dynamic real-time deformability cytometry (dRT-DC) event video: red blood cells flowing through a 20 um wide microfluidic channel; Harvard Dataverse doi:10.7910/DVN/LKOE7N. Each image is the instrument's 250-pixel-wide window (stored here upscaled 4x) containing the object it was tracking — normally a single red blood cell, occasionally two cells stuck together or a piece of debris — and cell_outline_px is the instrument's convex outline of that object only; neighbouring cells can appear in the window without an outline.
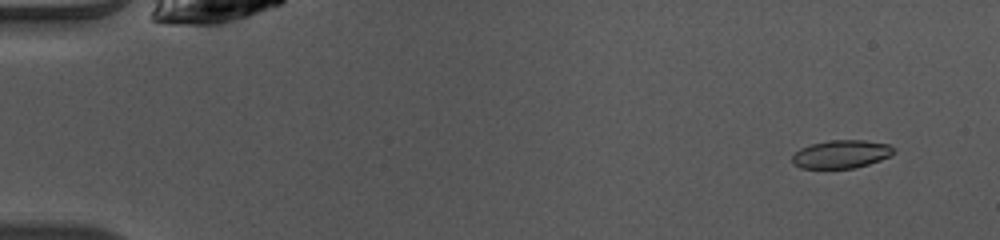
{"species": "common noctule bat (a hibernating species)", "species_latin": "Nyctalus noctula", "temperature_condition": "warm", "stored_images_in_passage": 49, "camera_frame_rate_fps": 3000, "um_per_image_px": 0.085, "animal": {"sex": "female", "body_mass_g": 10.0, "forearm_length_mm": 53.1}, "frame": {"image": 1, "passage_image": 4, "time_ms": 1.0, "image_size_px": [1000, 240], "cell_outline_px": [[896, 152], [880, 160], [856, 168], [800, 168], [792, 160], [792, 156], [800, 148], [812, 144], [828, 140], [864, 140], [888, 144], [896, 148]], "centroid_in_image_um": [71.54, 13.09], "position_along_channel_um": 13.5, "area_um2": 16.59}}
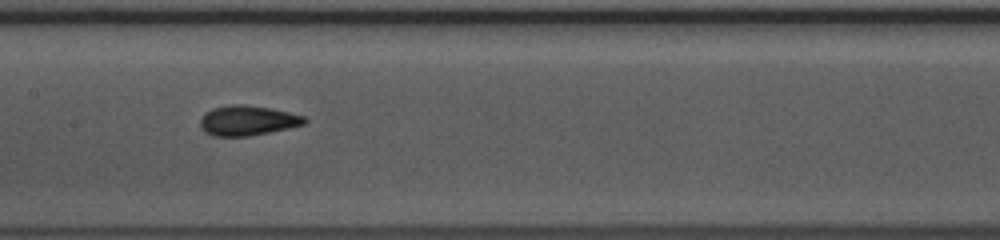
{"frame": {"image": 2, "passage_image": 25, "time_ms": 8.0, "image_size_px": [1000, 240], "cell_outline_px": [[308, 120], [304, 124], [288, 128], [248, 136], [216, 136], [204, 132], [200, 124], [200, 120], [204, 112], [212, 108], [228, 104], [244, 104], [272, 108], [304, 116]], "centroid_in_image_um": [21.01, 10.23], "position_along_channel_um": 186.4, "area_um2": 18.26}}
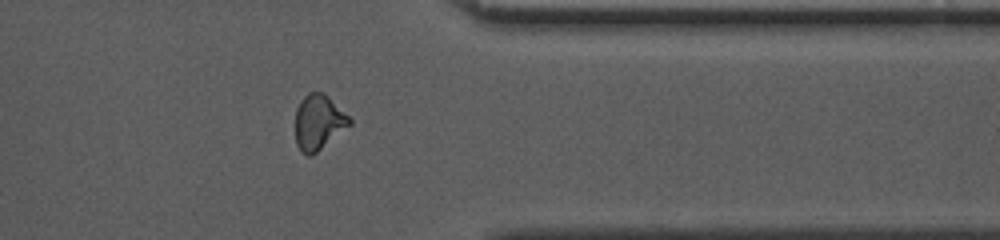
{"frame": {"image": 3, "passage_image": 40, "time_ms": 13.0, "image_size_px": [1000, 240], "cell_outline_px": [[352, 124], [312, 156], [308, 156], [300, 152], [296, 144], [296, 108], [300, 100], [308, 92], [324, 92], [352, 120]], "centroid_in_image_um": [27.06, 10.4], "position_along_channel_um": 384.3, "area_um2": 17.51}, "authors_computed_cell_mechanics": {"area_um2": 17.1088, "velocity_mm_per_s": 4.1062, "shape_relaxation_time_tau1_ms": 3.6605, "shape_relaxation_time_tau2_ms": 2.5918, "deformation_change_tau1": 0.138, "deformation_change_tau2": 0.0739}}